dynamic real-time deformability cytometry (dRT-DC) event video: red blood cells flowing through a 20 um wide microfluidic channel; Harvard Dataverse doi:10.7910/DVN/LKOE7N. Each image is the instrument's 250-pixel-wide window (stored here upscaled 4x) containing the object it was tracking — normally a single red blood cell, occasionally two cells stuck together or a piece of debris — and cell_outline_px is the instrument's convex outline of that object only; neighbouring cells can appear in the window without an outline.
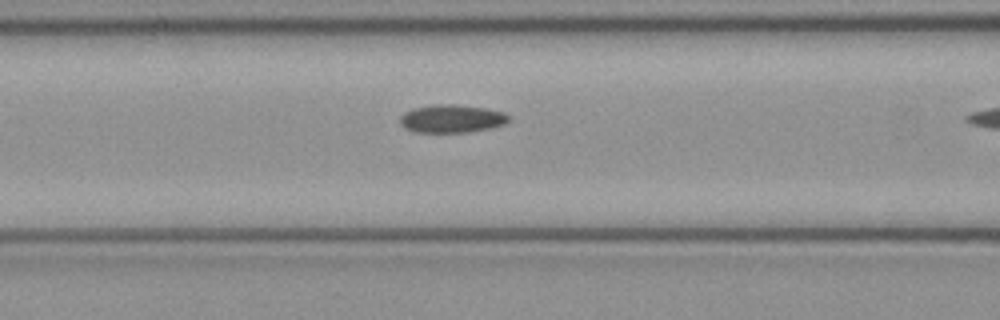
{"species": "common noctule bat (a hibernating species)", "species_latin": "Nyctalus noctula", "temperature_condition": "cold", "stored_images_in_passage": 6, "segment_of_instrument_passage": [1, 2], "camera_frame_rate_fps": 3000, "um_per_image_px": 0.085, "animal": {"sex": "female", "body_mass_g": 21.9}, "frame": {"image": 1, "passage_image": 5, "time_ms": 1.333, "image_size_px": [1000, 320], "cell_outline_px": [[508, 120], [504, 124], [488, 128], [468, 132], [412, 132], [404, 128], [400, 124], [400, 116], [404, 112], [412, 108], [436, 104], [452, 104], [484, 108], [504, 112], [508, 116]], "centroid_in_image_um": [38.33, 10.09], "position_along_channel_um": 128.3, "area_um2": 17.69}}